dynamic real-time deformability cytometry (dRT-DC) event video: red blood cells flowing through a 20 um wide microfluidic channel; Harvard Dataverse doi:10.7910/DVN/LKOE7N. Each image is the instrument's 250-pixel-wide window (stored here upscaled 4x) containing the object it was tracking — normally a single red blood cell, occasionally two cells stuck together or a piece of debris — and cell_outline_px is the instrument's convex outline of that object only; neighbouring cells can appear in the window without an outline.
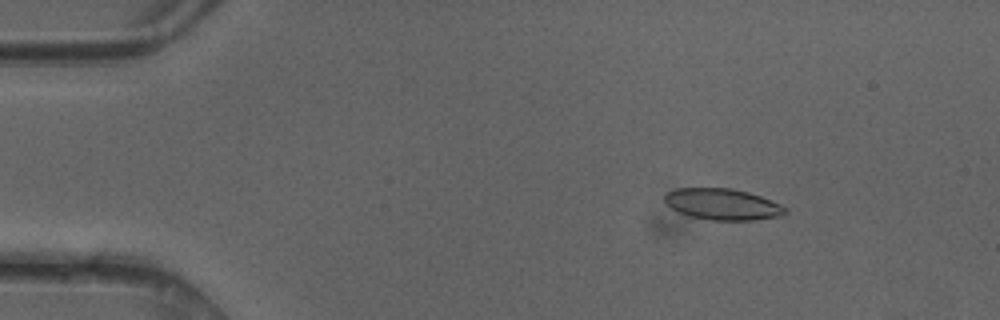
{"species": "common noctule bat (a hibernating species)", "species_latin": "Nyctalus noctula", "temperature_condition": "cold", "stored_images_in_passage": 13, "camera_frame_rate_fps": 3000, "um_per_image_px": 0.085, "animal": {"sex": "female"}, "frame": {"image": 1, "passage_image": 3, "time_ms": 0.667, "image_size_px": [1000, 320], "cell_outline_px": [[788, 212], [780, 216], [752, 220], [712, 220], [688, 216], [672, 208], [664, 200], [664, 192], [676, 188], [732, 188], [748, 192], [760, 196], [780, 204], [788, 208]], "centroid_in_image_um": [61.41, 17.35], "position_along_channel_um": 23.6, "area_um2": 22.02}}
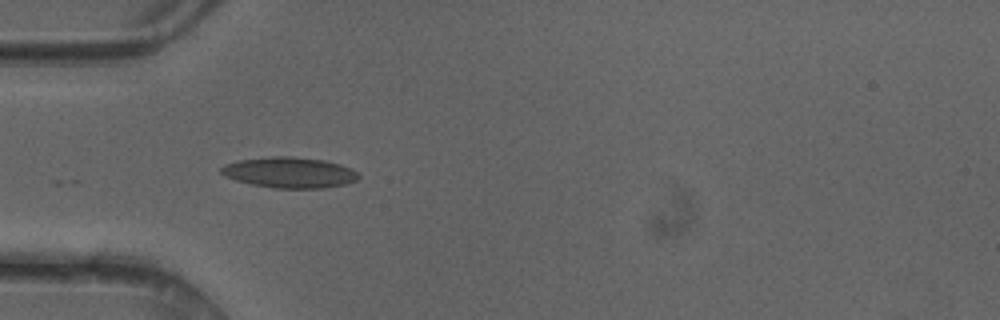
{"frame": {"image": 2, "passage_image": 11, "time_ms": 3.333, "image_size_px": [1000, 320], "cell_outline_px": [[360, 176], [356, 180], [344, 184], [324, 188], [272, 188], [252, 184], [236, 180], [224, 176], [220, 172], [220, 168], [224, 164], [240, 160], [272, 156], [292, 156], [324, 160], [340, 164], [352, 168]], "centroid_in_image_um": [24.6, 14.66], "position_along_channel_um": 60.4, "area_um2": 24.62}}